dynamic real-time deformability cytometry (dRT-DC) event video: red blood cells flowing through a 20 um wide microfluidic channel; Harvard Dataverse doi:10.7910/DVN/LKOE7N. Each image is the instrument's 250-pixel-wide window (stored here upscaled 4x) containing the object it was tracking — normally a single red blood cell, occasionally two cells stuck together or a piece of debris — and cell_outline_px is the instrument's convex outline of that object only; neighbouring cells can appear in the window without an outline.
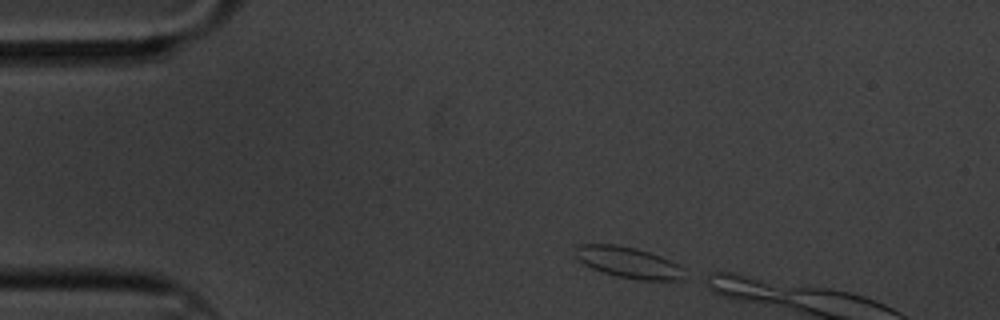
{"species": "common noctule bat (a hibernating species)", "species_latin": "Nyctalus noctula", "temperature_condition": "cold", "stored_images_in_passage": 4, "camera_frame_rate_fps": 3000, "um_per_image_px": 0.085, "animal": {"sex": "male", "body_mass_g": 20.1, "forearm_length_mm": 53.5}, "frame": {"image": 1, "passage_image": 1, "time_ms": 0.0, "image_size_px": [1000, 320], "cell_outline_px": [[684, 268], [680, 280], [640, 280], [616, 276], [592, 268], [584, 264], [576, 256], [576, 248], [580, 244], [616, 244], [636, 248], [660, 256]], "centroid_in_image_um": [53.39, 22.3], "position_along_channel_um": 31.6, "area_um2": 19.36}}